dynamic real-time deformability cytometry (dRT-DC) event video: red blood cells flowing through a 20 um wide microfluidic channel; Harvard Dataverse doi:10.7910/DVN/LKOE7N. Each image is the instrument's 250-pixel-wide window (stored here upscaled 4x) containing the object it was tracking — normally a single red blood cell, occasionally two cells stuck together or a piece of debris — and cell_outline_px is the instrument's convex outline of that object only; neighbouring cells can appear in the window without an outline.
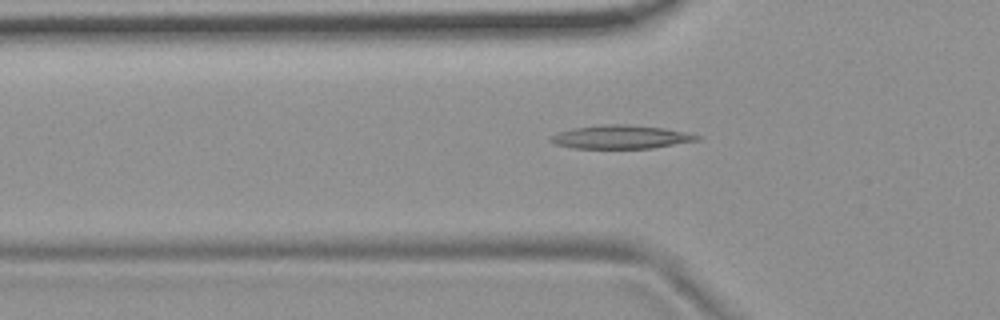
{"species": "common noctule bat (a hibernating species)", "species_latin": "Nyctalus noctula", "temperature_condition": "room temperature", "stored_images_in_passage": 55, "camera_frame_rate_fps": 3000, "um_per_image_px": 0.085, "animal": {"sex": "female", "body_mass_g": 19.9}, "frame": {"image": 1, "passage_image": 18, "time_ms": 5.667, "image_size_px": [1000, 320], "cell_outline_px": [[704, 136], [700, 140], [652, 148], [572, 148], [556, 144], [548, 140], [552, 136], [560, 132], [572, 128], [604, 124], [628, 124], [664, 128], [688, 132]], "centroid_in_image_um": [52.84, 11.64], "position_along_channel_um": 73.0, "area_um2": 20.11}}
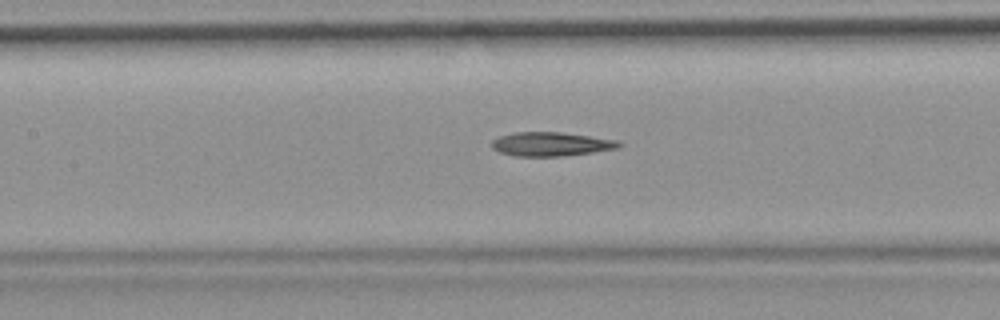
{"frame": {"image": 2, "passage_image": 25, "time_ms": 8.0, "image_size_px": [1000, 320], "cell_outline_px": [[624, 144], [620, 148], [564, 156], [516, 156], [500, 152], [492, 148], [492, 140], [500, 136], [516, 132], [560, 132], [620, 140]], "centroid_in_image_um": [46.89, 12.25], "position_along_channel_um": 160.5, "area_um2": 17.8}}
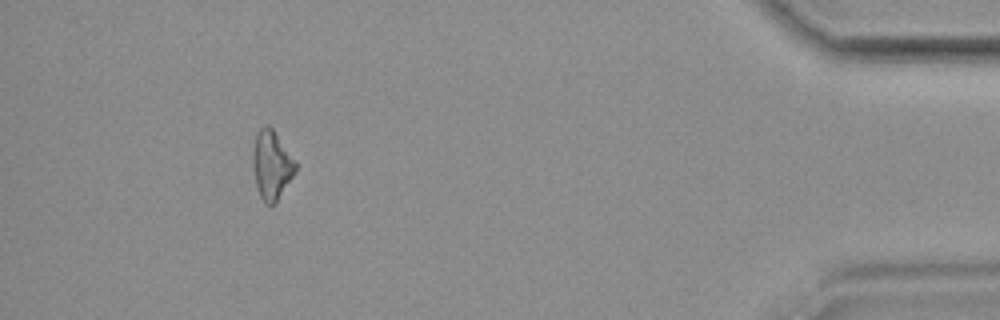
{"frame": {"image": 3, "passage_image": 50, "time_ms": 16.333, "image_size_px": [1000, 320], "cell_outline_px": [[296, 172], [276, 204], [264, 204], [260, 196], [256, 184], [252, 168], [252, 148], [256, 136], [260, 128], [268, 124], [272, 128], [296, 160]], "centroid_in_image_um": [23.09, 14.05], "position_along_channel_um": 412.1, "area_um2": 17.4}}